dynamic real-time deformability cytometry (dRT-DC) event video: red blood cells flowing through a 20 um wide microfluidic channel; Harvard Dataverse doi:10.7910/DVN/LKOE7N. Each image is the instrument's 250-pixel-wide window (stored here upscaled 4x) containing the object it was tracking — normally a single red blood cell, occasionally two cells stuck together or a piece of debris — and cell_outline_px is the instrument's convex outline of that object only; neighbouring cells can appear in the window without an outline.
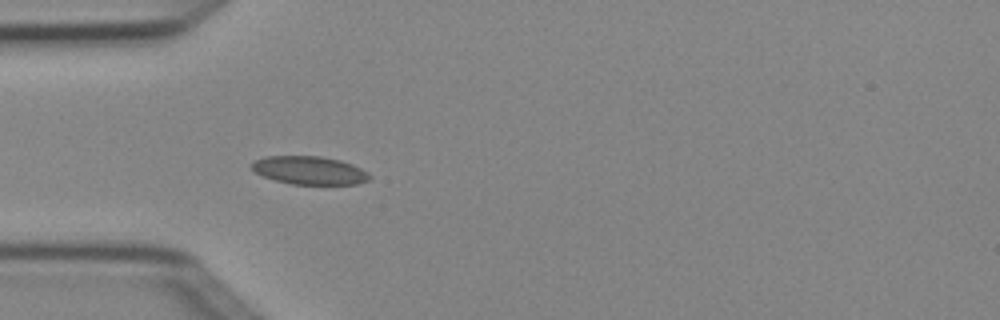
{"species": "Egyptian fruit bat (a non-hibernating species)", "species_latin": "Rousettus aegyptiacus", "temperature_condition": "cold", "stored_images_in_passage": 3, "camera_frame_rate_fps": 3000, "um_per_image_px": 0.085, "animal": {"sex": "female"}, "frame": {"image": 1, "passage_image": 3, "time_ms": 0.667, "image_size_px": [1000, 320], "cell_outline_px": [[372, 176], [368, 180], [356, 184], [292, 184], [276, 180], [264, 176], [256, 172], [248, 164], [264, 156], [320, 156], [340, 160], [352, 164], [368, 172]], "centroid_in_image_um": [26.3, 14.47], "position_along_channel_um": 58.7, "area_um2": 19.31}}